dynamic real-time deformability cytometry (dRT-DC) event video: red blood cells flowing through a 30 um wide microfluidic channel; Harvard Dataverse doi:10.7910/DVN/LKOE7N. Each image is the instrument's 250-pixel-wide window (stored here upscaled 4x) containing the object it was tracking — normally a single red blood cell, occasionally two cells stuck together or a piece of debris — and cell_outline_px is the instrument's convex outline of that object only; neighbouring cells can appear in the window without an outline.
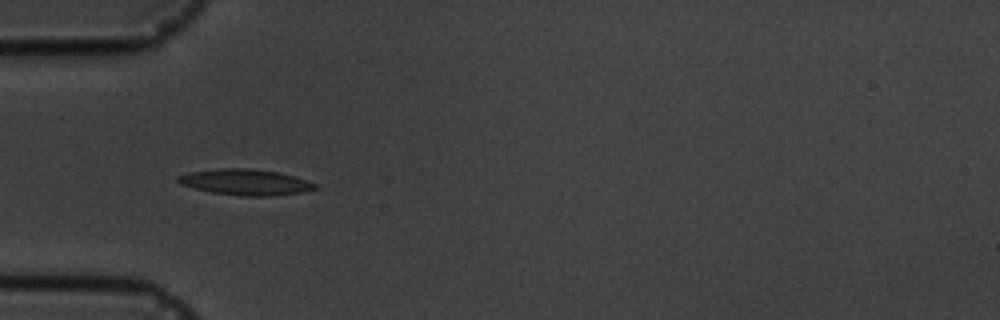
{"species": "common noctule bat (a hibernating species)", "species_latin": "Nyctalus noctula", "temperature_condition": "cold", "stored_images_in_passage": 4, "camera_frame_rate_fps": 3000, "um_per_image_px": 0.085, "animal": {"sex": "male", "body_mass_g": 19.5, "forearm_length_mm": 54.6}, "frame": {"image": 1, "passage_image": 3, "time_ms": 3.333, "image_size_px": [1000, 320], "cell_outline_px": [[316, 188], [300, 192], [276, 196], [240, 196], [212, 192], [180, 184], [176, 180], [176, 176], [188, 172], [220, 168], [252, 168], [276, 172], [292, 176], [316, 184]], "centroid_in_image_um": [20.8, 15.48], "position_along_channel_um": 64.2, "area_um2": 20.52}}
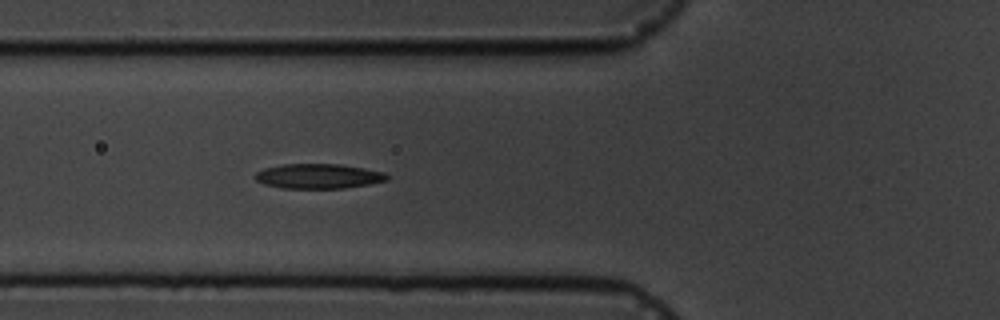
{"frame": {"image": 2, "passage_image": 4, "time_ms": 4.333, "image_size_px": [1000, 320], "cell_outline_px": [[388, 180], [368, 184], [344, 188], [280, 188], [264, 184], [256, 180], [256, 172], [264, 168], [284, 164], [340, 164], [364, 168], [384, 172], [388, 176]], "centroid_in_image_um": [27.06, 14.97], "position_along_channel_um": 98.7, "area_um2": 18.96}}